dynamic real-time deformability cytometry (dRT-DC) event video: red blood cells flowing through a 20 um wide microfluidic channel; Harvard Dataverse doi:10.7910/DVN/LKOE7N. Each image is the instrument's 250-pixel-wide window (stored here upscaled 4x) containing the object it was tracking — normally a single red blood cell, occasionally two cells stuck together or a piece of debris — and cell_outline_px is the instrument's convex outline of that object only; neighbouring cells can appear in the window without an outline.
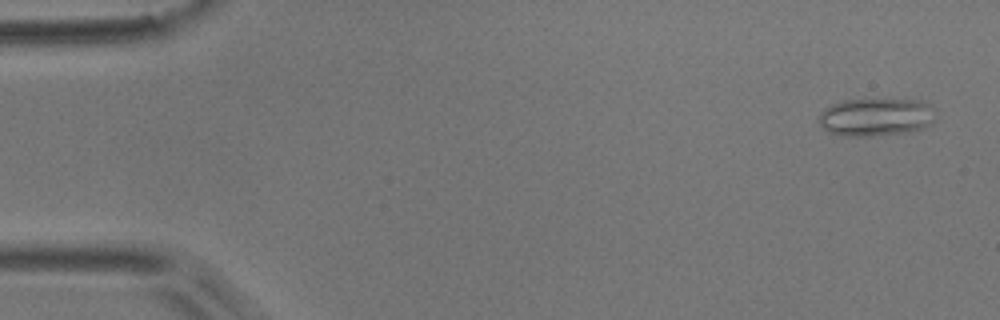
{"species": "common noctule bat (a hibernating species)", "species_latin": "Nyctalus noctula", "temperature_condition": "room temperature", "stored_images_in_passage": 4, "camera_frame_rate_fps": 3000, "um_per_image_px": 0.085, "animal": {"sex": "male", "body_mass_g": 17.9}, "frame": {"image": 1, "passage_image": 1, "time_ms": 0.0, "image_size_px": [1000, 320], "cell_outline_px": [[936, 120], [920, 128], [904, 132], [872, 136], [844, 136], [828, 132], [820, 124], [820, 112], [832, 104], [844, 100], [924, 100], [932, 108]], "centroid_in_image_um": [74.44, 9.95], "position_along_channel_um": 10.6, "area_um2": 25.43}}